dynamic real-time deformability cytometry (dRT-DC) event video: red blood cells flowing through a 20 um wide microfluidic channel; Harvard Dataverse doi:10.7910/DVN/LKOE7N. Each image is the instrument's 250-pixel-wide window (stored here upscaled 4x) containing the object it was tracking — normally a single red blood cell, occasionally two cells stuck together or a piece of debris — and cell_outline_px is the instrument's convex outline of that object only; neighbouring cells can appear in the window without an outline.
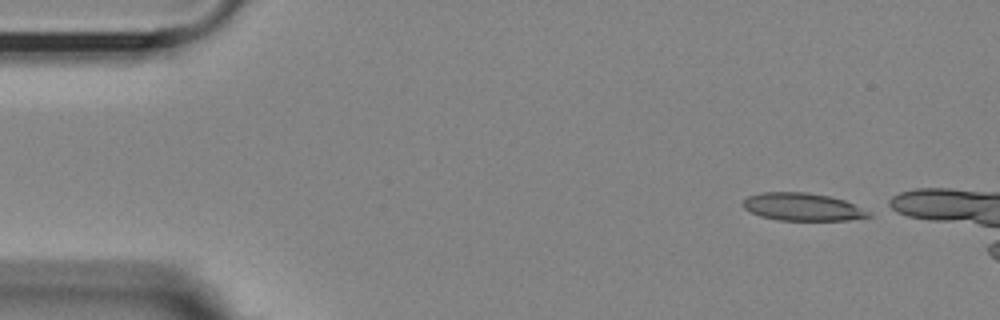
{"species": "Egyptian fruit bat (a non-hibernating species)", "species_latin": "Rousettus aegyptiacus", "temperature_condition": "room temperature", "stored_images_in_passage": 8, "camera_frame_rate_fps": 3000, "um_per_image_px": 0.085, "animal": {"sex": "female"}, "frame": {"image": 1, "passage_image": 1, "time_ms": 0.0, "image_size_px": [1000, 320], "cell_outline_px": [[872, 216], [848, 220], [776, 220], [760, 216], [748, 212], [740, 204], [748, 196], [760, 192], [808, 192], [828, 196], [844, 200], [872, 212]], "centroid_in_image_um": [68.18, 17.59], "position_along_channel_um": 16.8, "area_um2": 20.46}}